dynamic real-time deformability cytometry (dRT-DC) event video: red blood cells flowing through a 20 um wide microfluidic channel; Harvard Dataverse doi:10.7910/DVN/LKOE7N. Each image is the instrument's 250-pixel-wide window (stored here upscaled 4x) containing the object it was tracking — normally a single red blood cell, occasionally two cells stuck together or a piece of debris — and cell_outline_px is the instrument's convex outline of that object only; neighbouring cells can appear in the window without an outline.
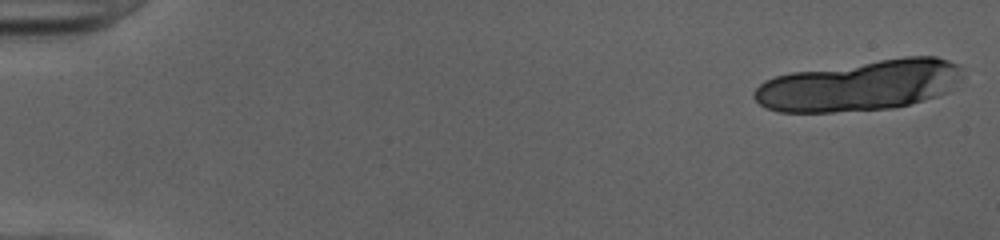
{"species": "human", "species_latin": "Homo sapiens", "temperature_condition": "cold", "stored_images_in_passage": 21, "segment_of_instrument_passage": [1, 2], "camera_frame_rate_fps": 3000, "um_per_image_px": 0.085, "donor": {"sex": "female"}, "frame": {"image": 1, "passage_image": 1, "time_ms": 0.0, "image_size_px": [1000, 240], "cell_outline_px": [[964, 76], [948, 92], [924, 100], [892, 108], [832, 112], [780, 112], [764, 108], [752, 96], [752, 92], [764, 80], [776, 76], [792, 72], [904, 56], [936, 56], [960, 64]], "centroid_in_image_um": [73.1, 7.26], "position_along_channel_um": 11.9, "area_um2": 61.79}}